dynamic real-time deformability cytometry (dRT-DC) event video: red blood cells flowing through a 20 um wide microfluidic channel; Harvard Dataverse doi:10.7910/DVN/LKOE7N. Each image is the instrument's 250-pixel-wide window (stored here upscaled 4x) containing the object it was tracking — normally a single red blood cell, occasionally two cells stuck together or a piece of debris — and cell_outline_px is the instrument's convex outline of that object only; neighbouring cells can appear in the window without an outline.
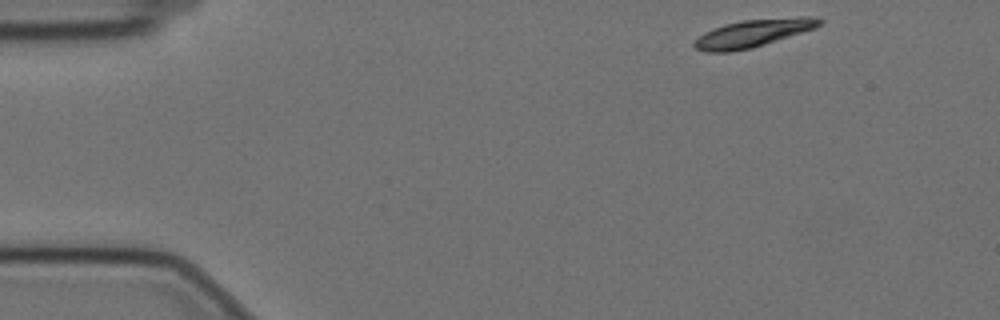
{"species": "Egyptian fruit bat (a non-hibernating species)", "species_latin": "Rousettus aegyptiacus", "temperature_condition": "cold", "stored_images_in_passage": 52, "camera_frame_rate_fps": 3000, "um_per_image_px": 0.085, "animal": {"sex": "female"}, "frame": {"image": 1, "passage_image": 1, "time_ms": 0.0, "image_size_px": [1000, 320], "cell_outline_px": [[824, 20], [816, 28], [752, 48], [728, 52], [704, 52], [696, 48], [692, 44], [704, 32], [724, 24], [744, 20], [800, 16], [812, 16]], "centroid_in_image_um": [64.03, 2.82], "position_along_channel_um": 21.0, "area_um2": 20.11}}
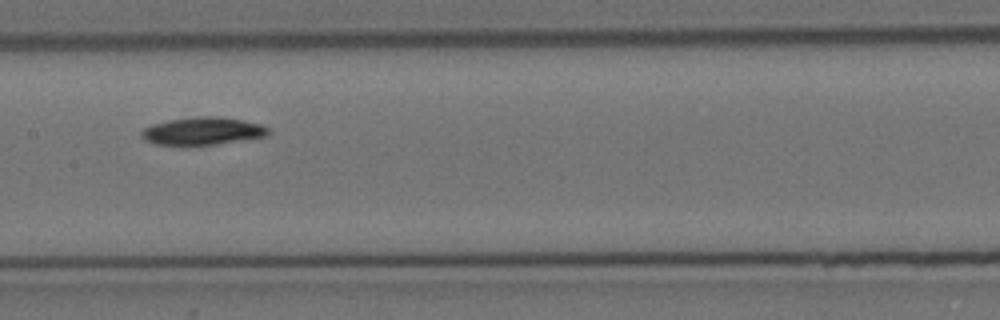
{"frame": {"image": 2, "passage_image": 23, "time_ms": 7.333, "image_size_px": [1000, 320], "cell_outline_px": [[268, 136], [216, 144], [184, 148], [180, 148], [156, 144], [144, 140], [140, 136], [140, 132], [144, 128], [152, 124], [168, 120], [200, 116], [216, 116], [240, 120], [260, 124], [268, 128]], "centroid_in_image_um": [17.13, 11.19], "position_along_channel_um": 190.3, "area_um2": 21.04}}
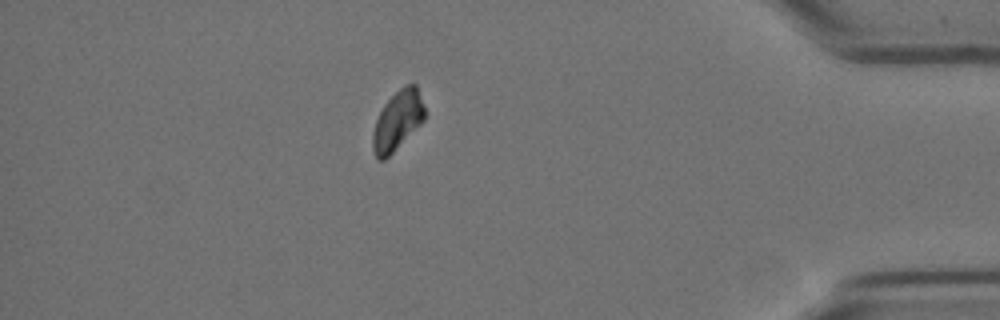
{"frame": {"image": 3, "passage_image": 45, "time_ms": 14.667, "image_size_px": [1000, 320], "cell_outline_px": [[424, 120], [384, 160], [376, 160], [372, 148], [372, 132], [376, 120], [384, 104], [400, 88], [408, 84], [416, 84], [424, 108]], "centroid_in_image_um": [33.75, 10.27], "position_along_channel_um": 401.4, "area_um2": 17.57}, "authors_computed_cell_mechanics": {"area_um2": 19.9699, "velocity_mm_per_s": 3.4397, "shape_relaxation_time_tau1_ms": 2.7191, "shape_relaxation_time_tau2_ms": null, "deformation_change_tau1": 0.1057, "deformation_change_tau2": null}}